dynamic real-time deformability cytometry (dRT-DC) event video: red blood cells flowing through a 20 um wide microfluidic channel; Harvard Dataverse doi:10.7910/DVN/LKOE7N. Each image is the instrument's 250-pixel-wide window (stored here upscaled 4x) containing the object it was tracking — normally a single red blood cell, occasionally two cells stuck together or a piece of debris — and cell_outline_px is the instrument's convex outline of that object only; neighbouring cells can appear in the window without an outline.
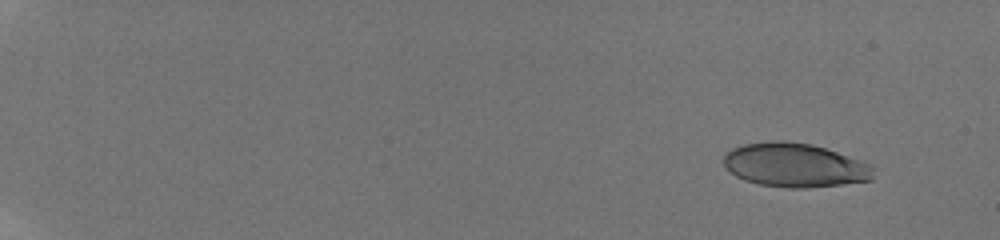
{"species": "human", "species_latin": "Homo sapiens", "temperature_condition": "room temperature", "stored_images_in_passage": 38, "camera_frame_rate_fps": 3000, "um_per_image_px": 0.085, "donor": {"sex": "male"}, "frame": {"image": 1, "passage_image": 3, "time_ms": 1.333, "image_size_px": [1000, 240], "cell_outline_px": [[872, 180], [840, 184], [804, 188], [792, 188], [760, 184], [744, 180], [736, 176], [724, 164], [724, 156], [732, 148], [744, 144], [768, 140], [784, 140], [812, 144], [872, 164]], "centroid_in_image_um": [67.54, 14.02], "position_along_channel_um": 17.5, "area_um2": 38.09}}
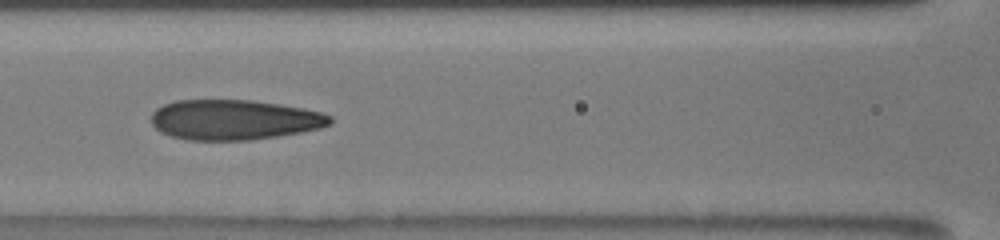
{"frame": {"image": 2, "passage_image": 25, "time_ms": 9.667, "image_size_px": [1000, 240], "cell_outline_px": [[332, 124], [320, 128], [300, 132], [252, 140], [188, 140], [172, 136], [160, 132], [152, 124], [152, 112], [156, 108], [164, 104], [176, 100], [252, 100], [304, 108], [324, 112], [332, 116]], "centroid_in_image_um": [19.92, 10.17], "position_along_channel_um": 146.7, "area_um2": 41.96}}
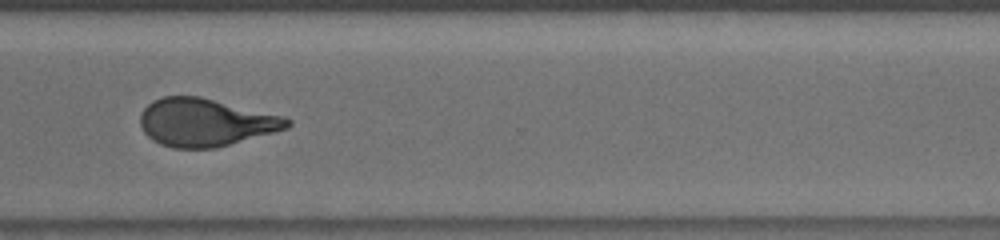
{"frame": {"image": 3, "passage_image": 31, "time_ms": 15.0, "image_size_px": [1000, 240], "cell_outline_px": [[292, 124], [288, 128], [216, 148], [172, 148], [160, 144], [152, 140], [144, 132], [140, 124], [140, 116], [144, 108], [152, 100], [164, 96], [200, 96], [284, 116], [292, 120]], "centroid_in_image_um": [17.46, 10.4], "position_along_channel_um": 353.1, "area_um2": 41.04}, "authors_computed_cell_mechanics": {"area_um2": 39.7953, "velocity_mm_per_s": 3.8842, "shape_relaxation_time_tau1_ms": 5.8724, "shape_relaxation_time_tau2_ms": 0.9978, "deformation_change_tau1": 0.1968, "deformation_change_tau2": 0.0749}}